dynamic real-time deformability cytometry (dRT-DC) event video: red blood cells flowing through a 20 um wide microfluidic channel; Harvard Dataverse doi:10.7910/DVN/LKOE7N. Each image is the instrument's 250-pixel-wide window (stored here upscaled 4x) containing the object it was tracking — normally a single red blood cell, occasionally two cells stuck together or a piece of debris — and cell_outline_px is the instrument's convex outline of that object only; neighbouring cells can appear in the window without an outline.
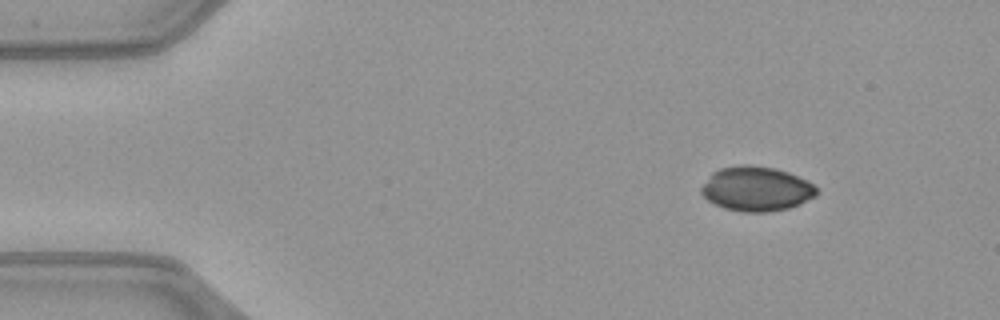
{"species": "common noctule bat (a hibernating species)", "species_latin": "Nyctalus noctula", "temperature_condition": "warm", "stored_images_in_passage": 45, "camera_frame_rate_fps": 3000, "um_per_image_px": 0.085, "animal": {"sex": "female", "body_mass_g": 21.9}, "frame": {"image": 1, "passage_image": 1, "time_ms": 0.0, "image_size_px": [1000, 320], "cell_outline_px": [[816, 196], [800, 204], [788, 208], [768, 212], [740, 212], [724, 208], [708, 200], [700, 192], [700, 188], [712, 172], [720, 168], [740, 164], [748, 164], [772, 168], [788, 172], [812, 184], [816, 188]], "centroid_in_image_um": [64.25, 16.05], "position_along_channel_um": 20.7, "area_um2": 29.82}}
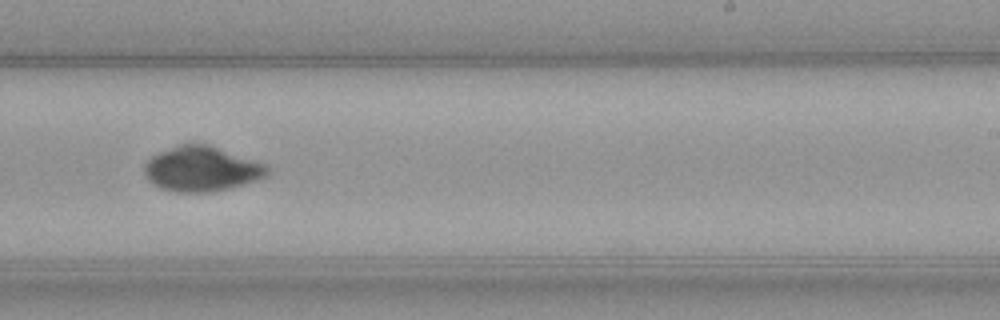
{"frame": {"image": 2, "passage_image": 26, "time_ms": 8.333, "image_size_px": [1000, 320], "cell_outline_px": [[272, 172], [268, 176], [244, 184], [212, 192], [176, 192], [160, 188], [152, 184], [148, 180], [144, 172], [144, 164], [152, 156], [160, 152], [180, 144], [208, 144], [268, 164], [272, 168]], "centroid_in_image_um": [17.19, 14.36], "position_along_channel_um": 271.8, "area_um2": 32.48}}
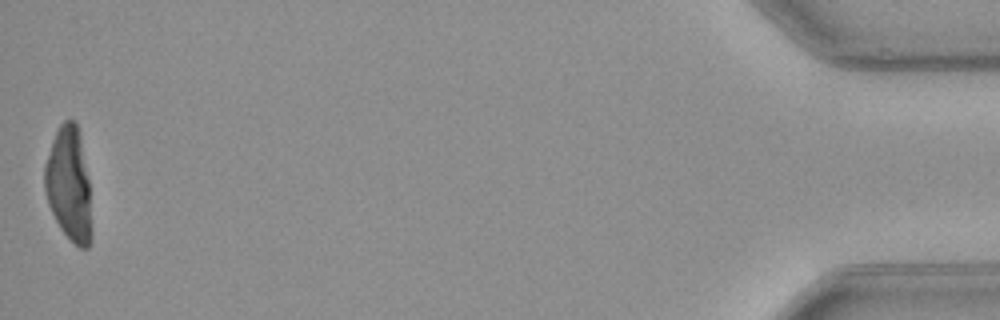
{"frame": {"image": 3, "passage_image": 45, "time_ms": 14.667, "image_size_px": [1000, 320], "cell_outline_px": [[92, 240], [88, 248], [80, 248], [60, 228], [48, 204], [44, 192], [44, 164], [52, 140], [60, 124], [64, 120], [72, 120], [76, 124], [80, 136], [88, 180], [92, 228]], "centroid_in_image_um": [5.85, 15.69], "position_along_channel_um": 429.4, "area_um2": 31.04}}